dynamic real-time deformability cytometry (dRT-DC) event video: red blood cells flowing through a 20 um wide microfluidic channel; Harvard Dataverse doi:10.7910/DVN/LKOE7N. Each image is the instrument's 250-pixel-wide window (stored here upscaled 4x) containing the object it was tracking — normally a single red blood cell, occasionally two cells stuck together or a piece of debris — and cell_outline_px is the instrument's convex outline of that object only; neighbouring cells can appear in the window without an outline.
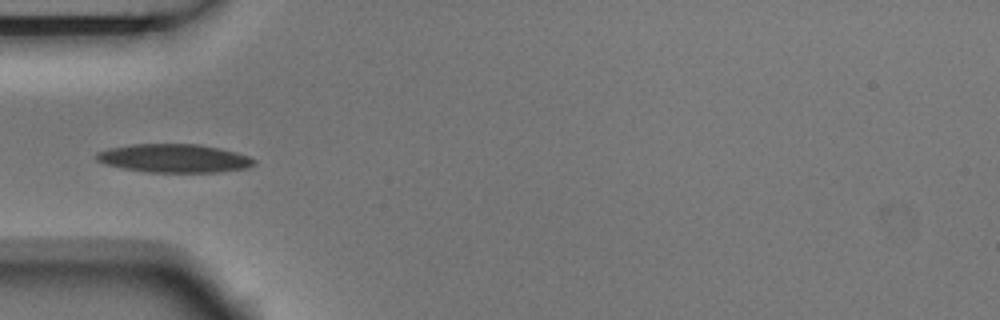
{"species": "Egyptian fruit bat (a non-hibernating species)", "species_latin": "Rousettus aegyptiacus", "temperature_condition": "room temperature", "stored_images_in_passage": 7, "camera_frame_rate_fps": 3000, "um_per_image_px": 0.085, "animal": {"sex": "male"}, "frame": {"image": 1, "passage_image": 4, "time_ms": 1.0, "image_size_px": [1000, 320], "cell_outline_px": [[256, 164], [248, 168], [216, 172], [144, 172], [104, 164], [96, 160], [92, 156], [96, 152], [108, 148], [132, 144], [200, 144], [220, 148], [236, 152], [248, 156], [256, 160]], "centroid_in_image_um": [14.77, 13.45], "position_along_channel_um": 70.2, "area_um2": 26.41}}
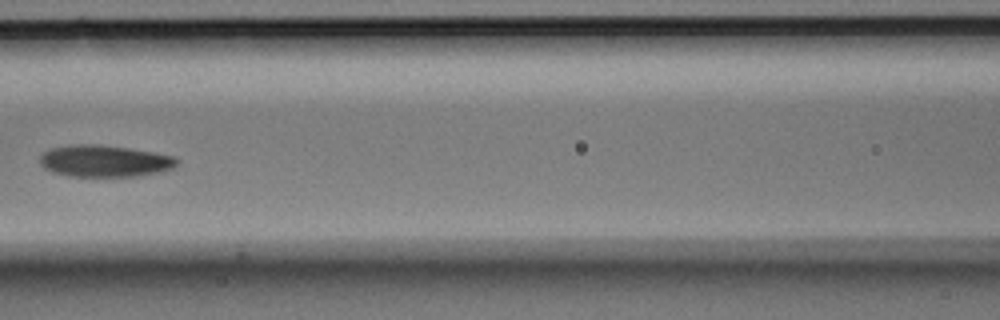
{"frame": {"image": 2, "passage_image": 6, "time_ms": 1.667, "image_size_px": [1000, 320], "cell_outline_px": [[180, 164], [176, 168], [160, 172], [136, 176], [68, 176], [52, 172], [44, 168], [40, 164], [40, 152], [52, 148], [72, 144], [100, 144], [128, 148], [176, 156], [180, 160]], "centroid_in_image_um": [8.92, 13.68], "position_along_channel_um": 157.7, "area_um2": 25.78}}
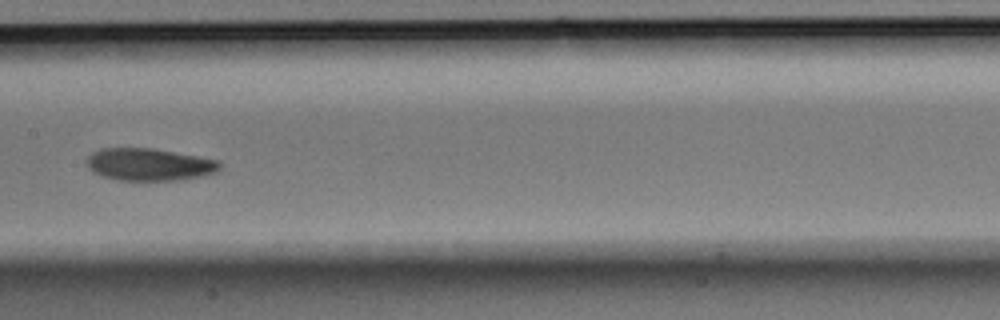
{"frame": {"image": 3, "passage_image": 7, "time_ms": 2.0, "image_size_px": [1000, 320], "cell_outline_px": [[220, 168], [216, 172], [204, 176], [180, 180], [120, 180], [100, 176], [92, 172], [88, 168], [88, 156], [92, 152], [104, 148], [152, 148], [220, 160]], "centroid_in_image_um": [12.7, 13.99], "position_along_channel_um": 194.7, "area_um2": 25.14}}